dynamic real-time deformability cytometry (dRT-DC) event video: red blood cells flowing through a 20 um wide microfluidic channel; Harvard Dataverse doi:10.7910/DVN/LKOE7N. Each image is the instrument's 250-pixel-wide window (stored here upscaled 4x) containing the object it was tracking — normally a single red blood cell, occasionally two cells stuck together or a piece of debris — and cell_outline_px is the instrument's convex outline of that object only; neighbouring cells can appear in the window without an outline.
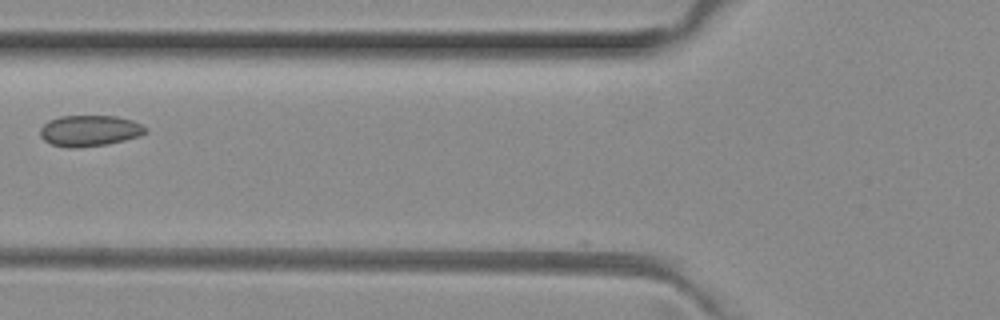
{"species": "common noctule bat (a hibernating species)", "species_latin": "Nyctalus noctula", "temperature_condition": "room temperature", "stored_images_in_passage": 6, "camera_frame_rate_fps": 3000, "um_per_image_px": 0.085, "animal": {"sex": "female", "body_mass_g": 29.2, "forearm_length_mm": 56.3}, "frame": {"image": 1, "passage_image": 5, "time_ms": 1.333, "image_size_px": [1000, 320], "cell_outline_px": [[148, 132], [140, 136], [124, 140], [104, 144], [80, 148], [68, 148], [52, 144], [44, 140], [40, 136], [40, 128], [48, 120], [60, 116], [116, 116], [132, 120], [148, 128]], "centroid_in_image_um": [7.61, 11.11], "position_along_channel_um": 118.2, "area_um2": 19.13}}
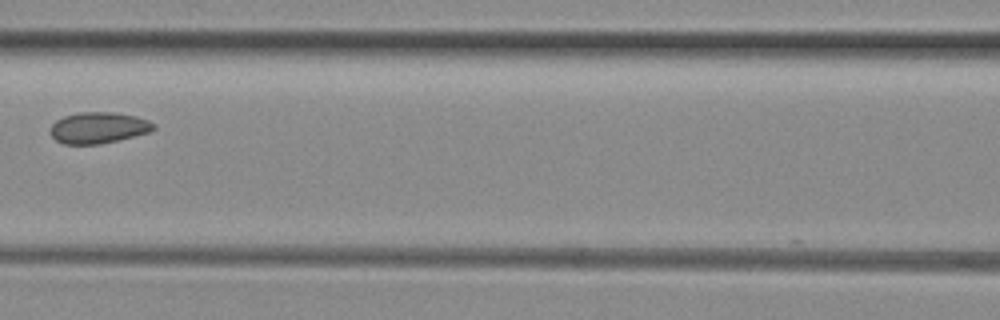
{"frame": {"image": 2, "passage_image": 6, "time_ms": 1.667, "image_size_px": [1000, 320], "cell_outline_px": [[156, 128], [148, 132], [100, 144], [64, 144], [56, 140], [52, 136], [52, 124], [56, 120], [64, 116], [76, 112], [112, 112], [136, 116], [148, 120], [156, 124]], "centroid_in_image_um": [8.37, 10.84], "position_along_channel_um": 158.2, "area_um2": 18.61}}